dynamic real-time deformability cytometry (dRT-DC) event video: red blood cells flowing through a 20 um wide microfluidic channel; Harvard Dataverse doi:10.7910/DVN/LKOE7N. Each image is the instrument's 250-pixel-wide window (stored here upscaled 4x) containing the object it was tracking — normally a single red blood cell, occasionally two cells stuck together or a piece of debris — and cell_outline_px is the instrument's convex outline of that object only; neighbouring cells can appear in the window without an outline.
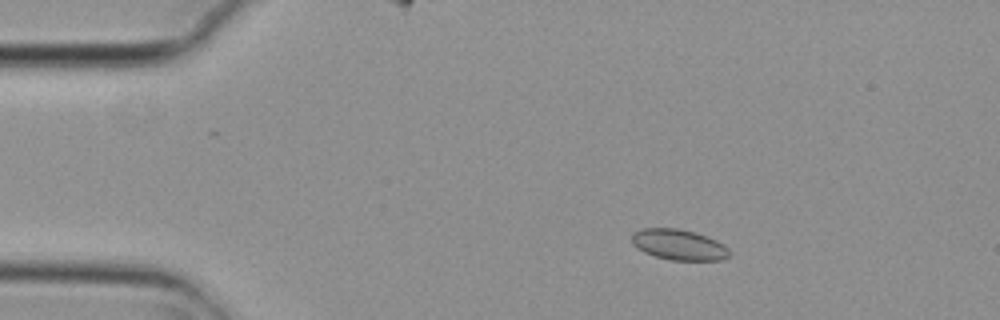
{"species": "common noctule bat (a hibernating species)", "species_latin": "Nyctalus noctula", "temperature_condition": "cold", "stored_images_in_passage": 4, "camera_frame_rate_fps": 3000, "um_per_image_px": 0.085, "animal": {"sex": "female", "body_mass_g": 29.2, "forearm_length_mm": 56.3}, "frame": {"image": 1, "passage_image": 2, "time_ms": 0.333, "image_size_px": [1000, 320], "cell_outline_px": [[732, 252], [724, 260], [672, 260], [656, 256], [644, 252], [636, 248], [632, 244], [632, 232], [644, 228], [680, 228], [696, 232], [708, 236], [724, 244]], "centroid_in_image_um": [57.72, 20.79], "position_along_channel_um": 27.3, "area_um2": 17.69}}
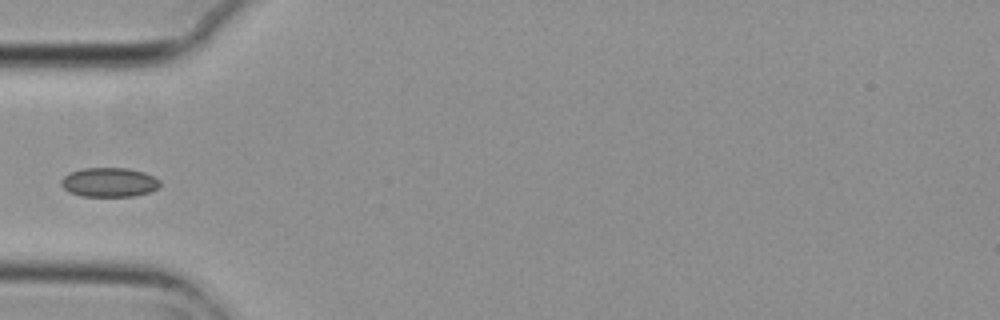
{"frame": {"image": 2, "passage_image": 4, "time_ms": 1.0, "image_size_px": [1000, 320], "cell_outline_px": [[160, 188], [148, 192], [132, 196], [80, 196], [68, 192], [60, 184], [60, 180], [68, 172], [84, 168], [128, 168], [144, 172], [160, 180]], "centroid_in_image_um": [9.25, 15.49], "position_along_channel_um": 75.7, "area_um2": 16.99}}